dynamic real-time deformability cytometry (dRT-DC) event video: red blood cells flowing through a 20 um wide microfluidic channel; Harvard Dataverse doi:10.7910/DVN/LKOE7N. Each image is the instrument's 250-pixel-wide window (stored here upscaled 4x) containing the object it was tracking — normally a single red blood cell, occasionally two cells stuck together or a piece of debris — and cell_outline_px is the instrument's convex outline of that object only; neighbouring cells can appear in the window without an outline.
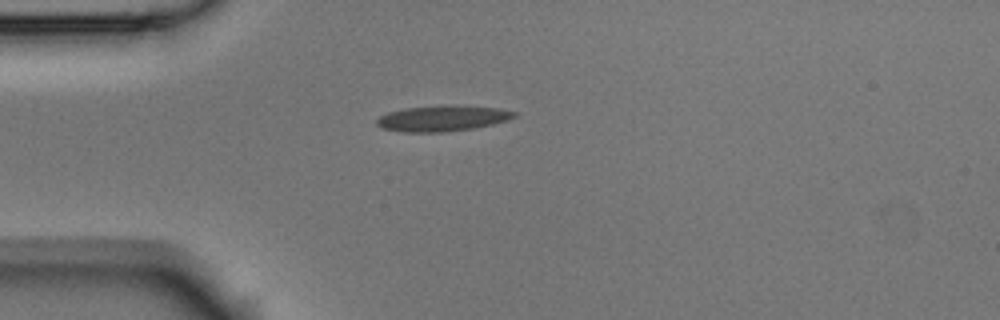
{"species": "Egyptian fruit bat (a non-hibernating species)", "species_latin": "Rousettus aegyptiacus", "temperature_condition": "room temperature", "stored_images_in_passage": 4, "camera_frame_rate_fps": 3000, "um_per_image_px": 0.085, "animal": {"sex": "male"}, "frame": {"image": 1, "passage_image": 1, "time_ms": 0.0, "image_size_px": [1000, 320], "cell_outline_px": [[516, 116], [508, 120], [492, 124], [472, 128], [444, 132], [404, 132], [380, 128], [376, 124], [376, 120], [380, 116], [388, 112], [404, 108], [456, 104], [500, 108], [516, 112]], "centroid_in_image_um": [37.6, 10.05], "position_along_channel_um": 47.4, "area_um2": 20.81}}
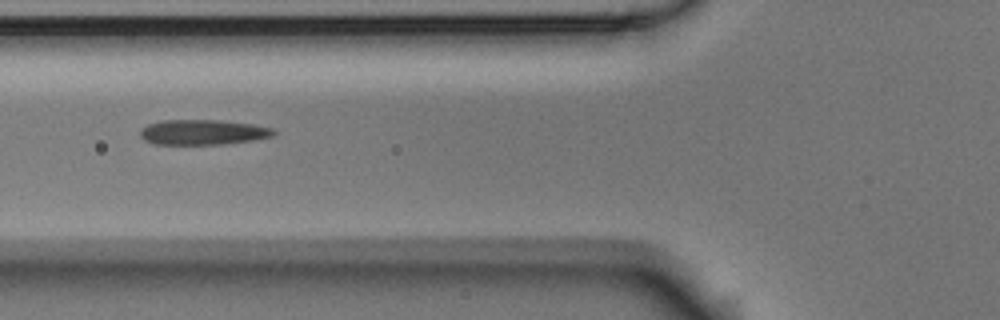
{"frame": {"image": 2, "passage_image": 3, "time_ms": 0.667, "image_size_px": [1000, 320], "cell_outline_px": [[276, 132], [272, 136], [256, 140], [224, 144], [156, 144], [144, 140], [140, 136], [140, 132], [148, 124], [160, 120], [220, 120], [252, 124], [276, 128]], "centroid_in_image_um": [17.29, 11.23], "position_along_channel_um": 108.5, "area_um2": 19.65}}
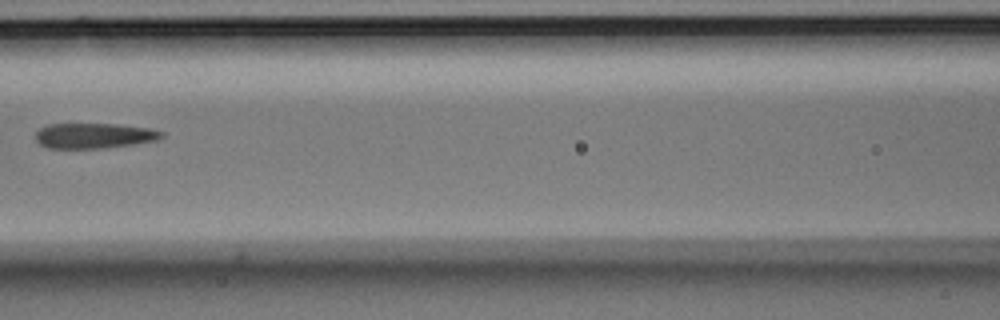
{"frame": {"image": 3, "passage_image": 4, "time_ms": 1.0, "image_size_px": [1000, 320], "cell_outline_px": [[164, 136], [156, 140], [132, 144], [100, 148], [48, 148], [40, 144], [36, 140], [36, 132], [40, 128], [48, 124], [116, 124], [152, 128], [164, 132]], "centroid_in_image_um": [8.0, 11.52], "position_along_channel_um": 158.6, "area_um2": 18.5}}